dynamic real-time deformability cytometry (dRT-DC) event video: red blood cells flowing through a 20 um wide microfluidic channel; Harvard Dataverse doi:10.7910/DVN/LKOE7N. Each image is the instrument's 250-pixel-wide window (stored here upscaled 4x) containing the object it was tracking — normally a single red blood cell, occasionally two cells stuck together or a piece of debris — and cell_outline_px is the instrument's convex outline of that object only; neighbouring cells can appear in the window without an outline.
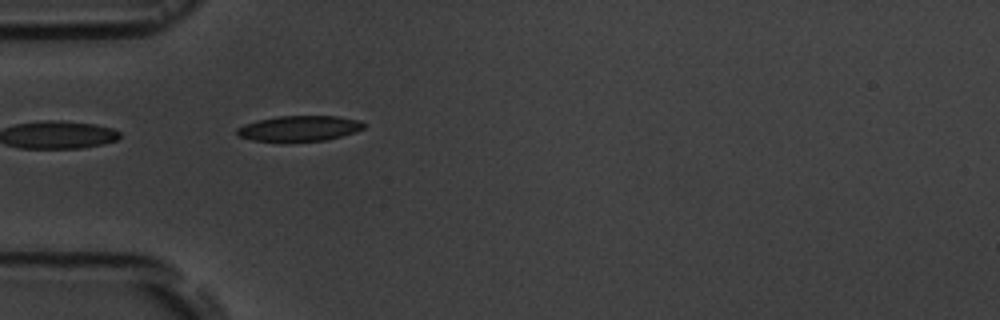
{"species": "common noctule bat (a hibernating species)", "species_latin": "Nyctalus noctula", "temperature_condition": "room temperature", "stored_images_in_passage": 4, "camera_frame_rate_fps": 3000, "um_per_image_px": 0.085, "animal": {"sex": "male", "body_mass_g": 19.5, "forearm_length_mm": 54.6}, "frame": {"image": 1, "passage_image": 3, "time_ms": 3.0, "image_size_px": [1000, 320], "cell_outline_px": [[364, 128], [356, 132], [328, 140], [252, 140], [240, 136], [236, 132], [236, 128], [244, 124], [260, 120], [280, 116], [336, 116], [360, 120], [364, 124]], "centroid_in_image_um": [25.49, 10.9], "position_along_channel_um": 59.5, "area_um2": 18.38}}